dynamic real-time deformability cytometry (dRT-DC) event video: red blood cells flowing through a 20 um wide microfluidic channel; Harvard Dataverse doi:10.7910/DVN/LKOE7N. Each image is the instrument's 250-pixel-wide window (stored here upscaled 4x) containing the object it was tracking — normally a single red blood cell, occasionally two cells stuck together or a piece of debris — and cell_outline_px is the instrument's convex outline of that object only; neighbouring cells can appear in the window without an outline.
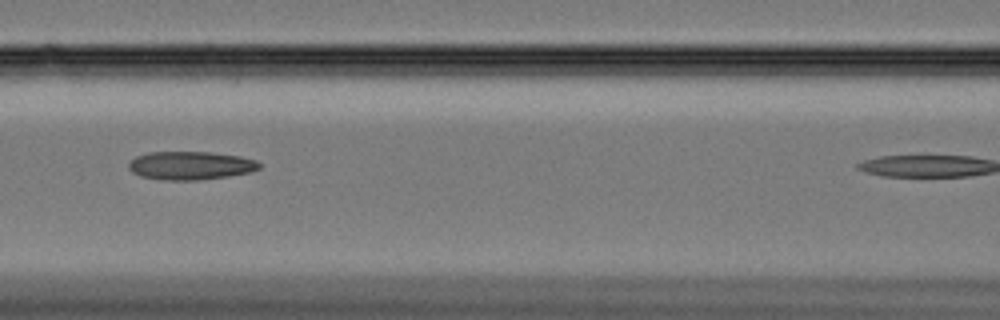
{"species": "Egyptian fruit bat (a non-hibernating species)", "species_latin": "Rousettus aegyptiacus", "temperature_condition": "cold", "stored_images_in_passage": 40, "camera_frame_rate_fps": 3000, "um_per_image_px": 0.085, "animal": {"sex": "female"}, "frame": {"image": 1, "passage_image": 17, "time_ms": 5.333, "image_size_px": [1000, 320], "cell_outline_px": [[260, 168], [248, 172], [228, 176], [196, 180], [168, 180], [140, 176], [132, 172], [128, 168], [128, 164], [136, 156], [148, 152], [212, 152], [240, 156], [256, 160], [260, 164]], "centroid_in_image_um": [16.18, 14.06], "position_along_channel_um": 150.4, "area_um2": 21.44}}
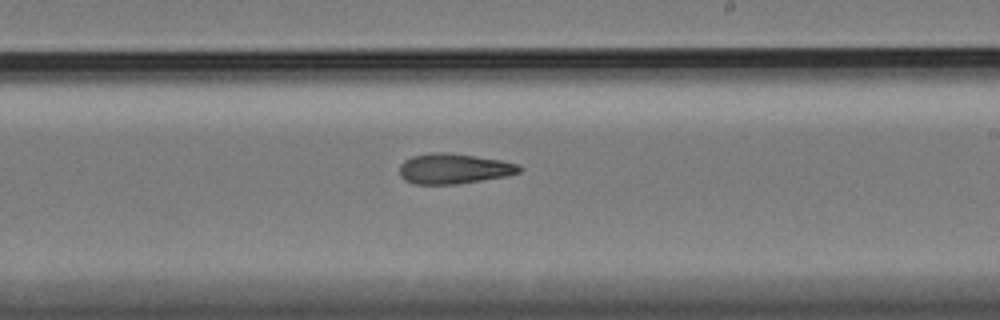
{"frame": {"image": 2, "passage_image": 26, "time_ms": 8.333, "image_size_px": [1000, 320], "cell_outline_px": [[524, 168], [520, 172], [508, 176], [456, 184], [416, 184], [404, 180], [400, 176], [400, 164], [404, 160], [412, 156], [432, 152], [448, 152], [500, 160], [516, 164]], "centroid_in_image_um": [38.56, 14.34], "position_along_channel_um": 250.4, "area_um2": 21.15}}
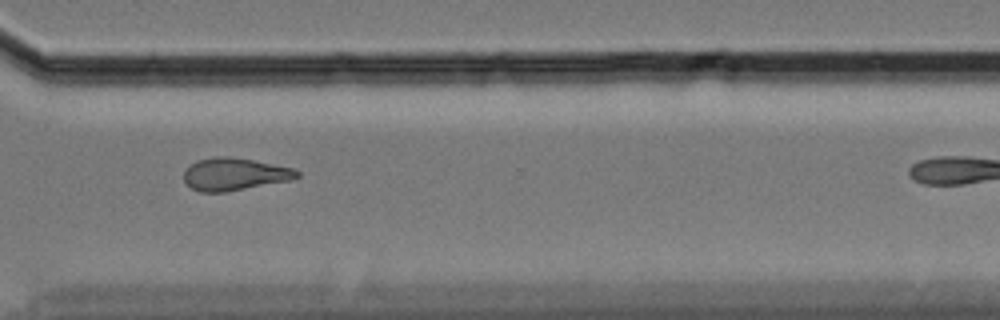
{"frame": {"image": 3, "passage_image": 35, "time_ms": 11.333, "image_size_px": [1000, 320], "cell_outline_px": [[300, 176], [288, 180], [224, 192], [200, 192], [192, 188], [184, 180], [184, 172], [196, 160], [216, 156], [228, 156], [252, 160], [292, 168], [300, 172]], "centroid_in_image_um": [19.9, 14.8], "position_along_channel_um": 350.7, "area_um2": 20.98}}